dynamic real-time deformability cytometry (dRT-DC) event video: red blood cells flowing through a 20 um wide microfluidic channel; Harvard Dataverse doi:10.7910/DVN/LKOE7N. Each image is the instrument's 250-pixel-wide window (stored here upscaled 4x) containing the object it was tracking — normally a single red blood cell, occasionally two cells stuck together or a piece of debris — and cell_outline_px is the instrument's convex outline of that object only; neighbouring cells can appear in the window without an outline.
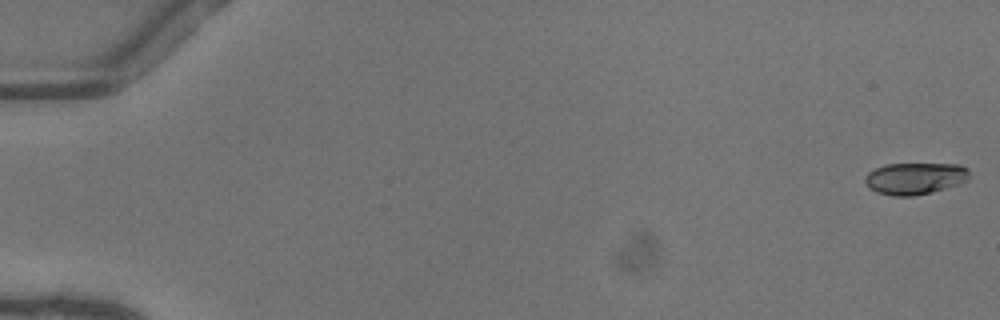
{"species": "common noctule bat (a hibernating species)", "species_latin": "Nyctalus noctula", "temperature_condition": "warm", "stored_images_in_passage": 52, "camera_frame_rate_fps": 3000, "um_per_image_px": 0.085, "animal": {"sex": "female"}, "frame": {"image": 1, "passage_image": 1, "time_ms": 0.0, "image_size_px": [1000, 320], "cell_outline_px": [[968, 180], [960, 184], [912, 196], [892, 196], [876, 192], [868, 188], [864, 180], [864, 176], [868, 172], [884, 164], [960, 164], [968, 172]], "centroid_in_image_um": [77.71, 15.16], "position_along_channel_um": 7.3, "area_um2": 19.25}}
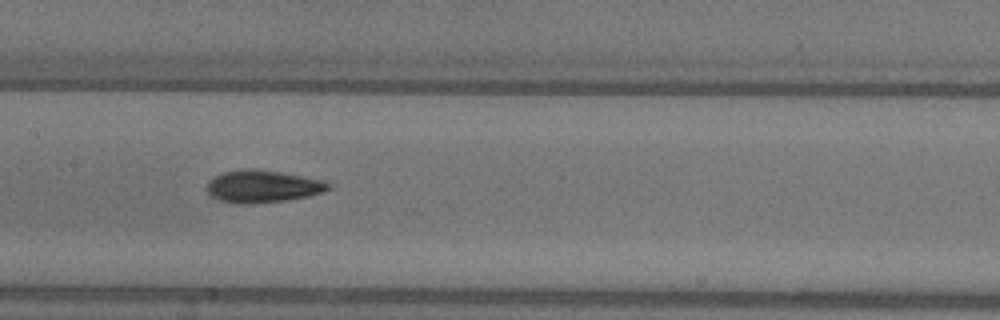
{"frame": {"image": 2, "passage_image": 27, "time_ms": 8.667, "image_size_px": [1000, 320], "cell_outline_px": [[328, 188], [324, 192], [308, 196], [284, 200], [244, 204], [236, 204], [220, 200], [212, 196], [208, 192], [208, 180], [224, 172], [248, 168], [252, 168], [280, 172], [324, 180], [328, 184]], "centroid_in_image_um": [22.31, 15.84], "position_along_channel_um": 185.1, "area_um2": 22.54}}
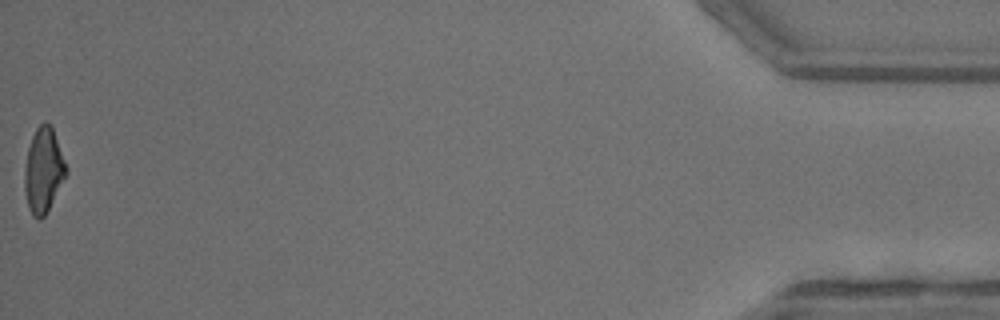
{"frame": {"image": 3, "passage_image": 52, "time_ms": 17.0, "image_size_px": [1000, 320], "cell_outline_px": [[68, 172], [44, 216], [40, 220], [32, 216], [28, 208], [24, 192], [24, 168], [28, 148], [32, 136], [36, 128], [44, 120], [52, 124], [68, 168]], "centroid_in_image_um": [3.69, 14.44], "position_along_channel_um": 431.5, "area_um2": 20.87}, "authors_computed_cell_mechanics": {"area_um2": 21.0392, "velocity_mm_per_s": 4.1122, "shape_relaxation_time_tau1_ms": 4.3644, "shape_relaxation_time_tau2_ms": 2.4383, "deformation_change_tau1": 0.1549, "deformation_change_tau2": 0.091}}